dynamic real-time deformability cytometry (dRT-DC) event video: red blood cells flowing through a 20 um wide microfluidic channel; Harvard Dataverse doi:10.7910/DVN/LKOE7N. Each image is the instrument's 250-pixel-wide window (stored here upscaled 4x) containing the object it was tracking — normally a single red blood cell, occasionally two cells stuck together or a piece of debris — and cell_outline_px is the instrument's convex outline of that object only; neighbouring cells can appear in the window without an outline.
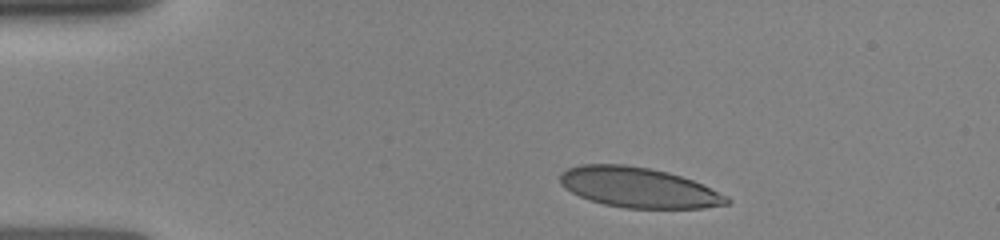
{"species": "human", "species_latin": "Homo sapiens", "temperature_condition": "room temperature", "stored_images_in_passage": 16, "camera_frame_rate_fps": 3000, "um_per_image_px": 0.085, "donor": {"sex": "female"}, "frame": {"image": 1, "passage_image": 1, "time_ms": 0.0, "image_size_px": [1000, 240], "cell_outline_px": [[732, 200], [728, 204], [704, 208], [624, 208], [604, 204], [588, 200], [564, 188], [560, 184], [560, 172], [568, 168], [580, 164], [624, 164], [648, 168], [668, 172], [692, 180], [728, 196]], "centroid_in_image_um": [54.25, 15.94], "position_along_channel_um": 30.7, "area_um2": 39.07}}
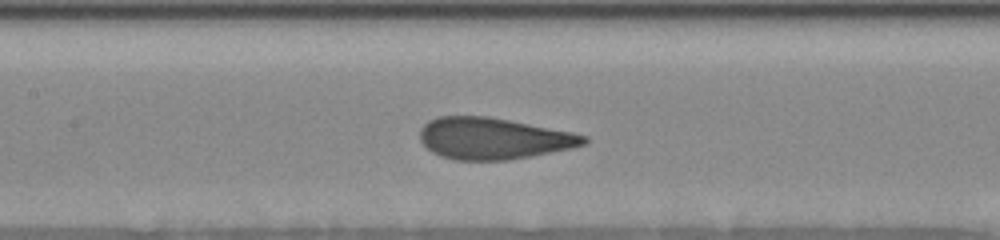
{"frame": {"image": 2, "passage_image": 10, "time_ms": 4.667, "image_size_px": [1000, 240], "cell_outline_px": [[588, 144], [572, 148], [508, 160], [456, 160], [440, 156], [432, 152], [420, 140], [420, 128], [428, 120], [440, 116], [488, 116], [572, 132], [588, 136]], "centroid_in_image_um": [41.93, 11.77], "position_along_channel_um": 165.5, "area_um2": 39.65}}
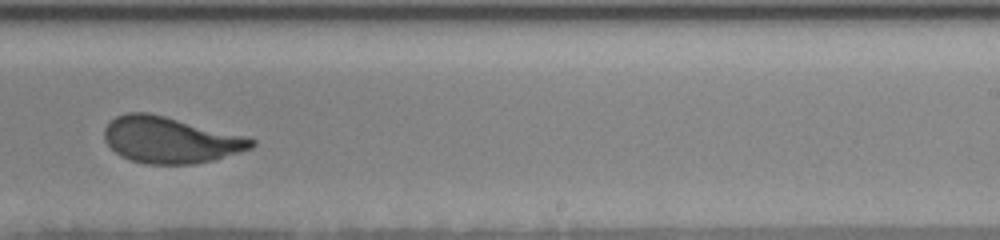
{"frame": {"image": 3, "passage_image": 14, "time_ms": 7.333, "image_size_px": [1000, 240], "cell_outline_px": [[256, 144], [252, 148], [240, 152], [212, 160], [192, 164], [144, 164], [128, 160], [120, 156], [104, 140], [104, 128], [116, 116], [128, 112], [148, 112], [248, 136], [256, 140]], "centroid_in_image_um": [14.48, 11.9], "position_along_channel_um": 274.5, "area_um2": 39.82}}